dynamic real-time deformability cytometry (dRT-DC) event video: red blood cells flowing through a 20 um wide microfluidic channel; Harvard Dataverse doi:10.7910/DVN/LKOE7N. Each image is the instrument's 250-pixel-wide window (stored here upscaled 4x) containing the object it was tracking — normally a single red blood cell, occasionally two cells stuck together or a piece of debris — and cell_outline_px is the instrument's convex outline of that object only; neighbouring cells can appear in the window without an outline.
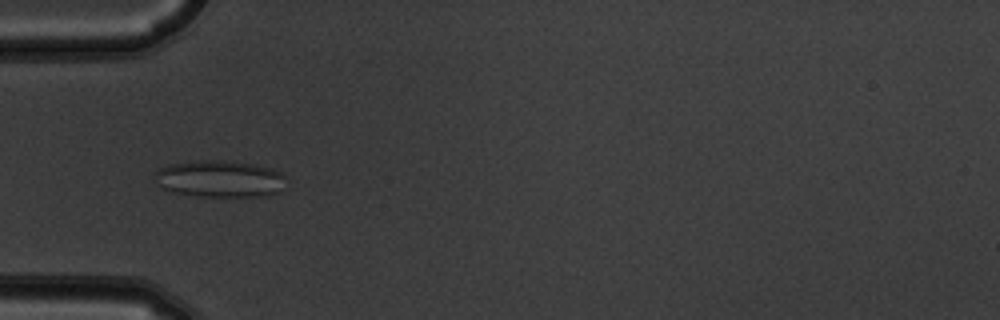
{"species": "common noctule bat (a hibernating species)", "species_latin": "Nyctalus noctula", "temperature_condition": "warm", "stored_images_in_passage": 4, "camera_frame_rate_fps": 3000, "um_per_image_px": 0.085, "animal": {"sex": "male", "body_mass_g": 19.5, "forearm_length_mm": 54.6}, "frame": {"image": 1, "passage_image": 3, "time_ms": 0.667, "image_size_px": [1000, 320], "cell_outline_px": [[284, 176], [280, 192], [268, 196], [200, 196], [172, 192], [160, 188], [152, 180], [152, 172], [156, 168], [168, 164], [188, 160], [224, 160], [256, 164], [272, 168], [284, 172]], "centroid_in_image_um": [18.58, 15.18], "position_along_channel_um": 66.4, "area_um2": 29.07}}
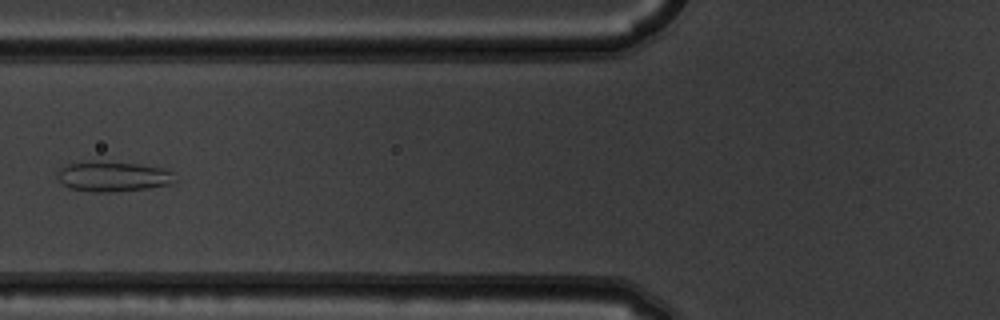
{"frame": {"image": 2, "passage_image": 4, "time_ms": 1.0, "image_size_px": [1000, 320], "cell_outline_px": [[176, 180], [172, 184], [148, 188], [112, 192], [92, 192], [72, 188], [64, 184], [56, 176], [56, 172], [60, 168], [68, 164], [92, 160], [136, 164], [160, 168], [172, 172]], "centroid_in_image_um": [9.58, 15.0], "position_along_channel_um": 116.2, "area_um2": 20.58}}